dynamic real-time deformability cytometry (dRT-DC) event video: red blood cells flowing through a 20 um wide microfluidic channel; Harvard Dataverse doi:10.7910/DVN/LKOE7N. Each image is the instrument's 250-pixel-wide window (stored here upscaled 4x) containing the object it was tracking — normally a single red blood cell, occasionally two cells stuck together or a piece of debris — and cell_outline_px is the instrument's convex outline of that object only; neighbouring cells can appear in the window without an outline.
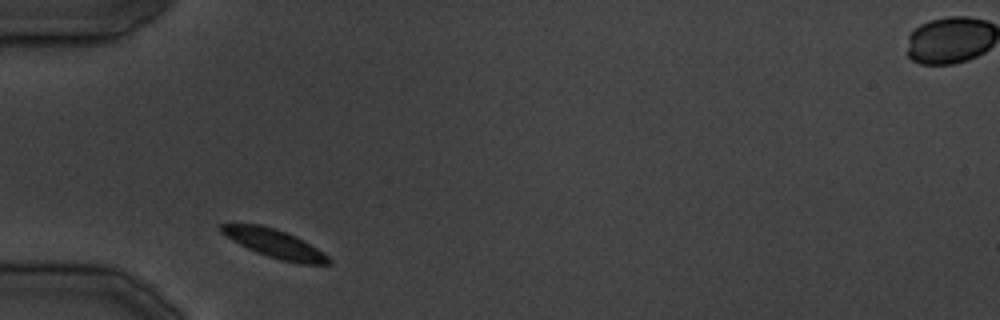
{"species": "common noctule bat (a hibernating species)", "species_latin": "Nyctalus noctula", "temperature_condition": "cold", "stored_images_in_passage": 22, "camera_frame_rate_fps": 3000, "um_per_image_px": 0.085, "animal": {"sex": "male", "body_mass_g": 19.5, "forearm_length_mm": 54.6}, "frame": {"image": 1, "passage_image": 1, "time_ms": 0.0, "image_size_px": [1000, 320], "cell_outline_px": [[332, 260], [328, 264], [304, 264], [284, 260], [268, 256], [256, 252], [232, 240], [220, 232], [220, 224], [260, 224], [276, 228], [296, 236], [304, 240], [328, 256]], "centroid_in_image_um": [23.34, 20.68], "position_along_channel_um": 61.7, "area_um2": 17.57}}
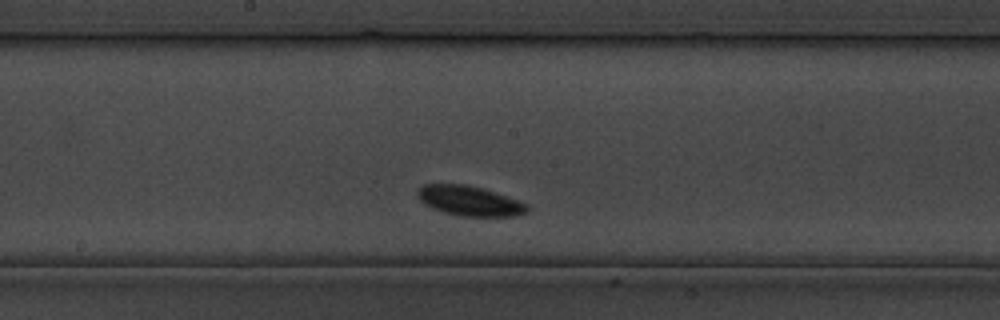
{"frame": {"image": 2, "passage_image": 10, "time_ms": 11.0, "image_size_px": [1000, 320], "cell_outline_px": [[528, 212], [516, 216], [460, 216], [444, 212], [432, 208], [424, 204], [420, 200], [416, 192], [424, 184], [464, 184], [480, 188], [528, 204]], "centroid_in_image_um": [39.88, 17.08], "position_along_channel_um": 208.3, "area_um2": 18.79}}
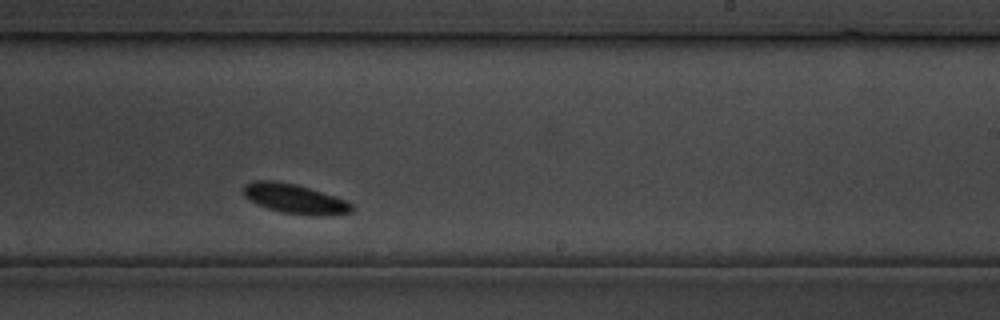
{"frame": {"image": 3, "passage_image": 13, "time_ms": 15.0, "image_size_px": [1000, 320], "cell_outline_px": [[356, 208], [352, 212], [332, 216], [312, 216], [284, 212], [268, 208], [256, 204], [244, 196], [244, 184], [252, 180], [276, 180], [296, 184], [336, 196], [348, 200]], "centroid_in_image_um": [25.12, 16.9], "position_along_channel_um": 263.9, "area_um2": 19.07}}